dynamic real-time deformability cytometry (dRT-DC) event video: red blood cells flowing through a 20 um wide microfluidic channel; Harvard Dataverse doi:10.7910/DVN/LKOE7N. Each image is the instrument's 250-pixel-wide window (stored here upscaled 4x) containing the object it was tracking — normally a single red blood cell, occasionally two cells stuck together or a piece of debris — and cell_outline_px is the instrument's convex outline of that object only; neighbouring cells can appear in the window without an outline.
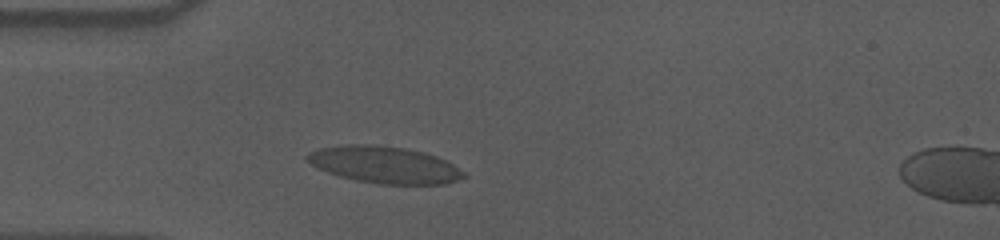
{"species": "human", "species_latin": "Homo sapiens", "temperature_condition": "cold", "stored_images_in_passage": 32, "camera_frame_rate_fps": 3000, "um_per_image_px": 0.085, "donor": {"sex": "male"}, "frame": {"image": 1, "passage_image": 1, "time_ms": 0.0, "image_size_px": [1000, 240], "cell_outline_px": [[468, 176], [444, 184], [376, 184], [356, 180], [340, 176], [328, 172], [304, 160], [304, 156], [308, 152], [320, 148], [340, 144], [372, 144], [404, 148], [424, 152], [436, 156], [452, 164], [464, 172]], "centroid_in_image_um": [32.64, 14.0], "position_along_channel_um": 52.4, "area_um2": 33.64}}
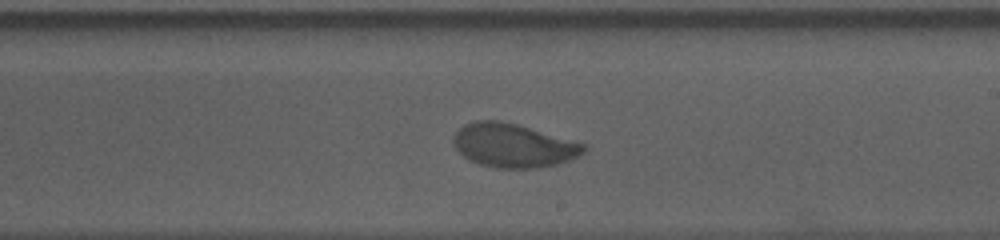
{"frame": {"image": 2, "passage_image": 18, "time_ms": 5.667, "image_size_px": [1000, 240], "cell_outline_px": [[588, 148], [584, 152], [568, 160], [556, 164], [536, 168], [496, 168], [480, 164], [464, 156], [456, 148], [452, 140], [456, 132], [464, 124], [476, 120], [500, 120], [516, 124], [588, 144]], "centroid_in_image_um": [43.65, 12.35], "position_along_channel_um": 245.4, "area_um2": 33.06}}
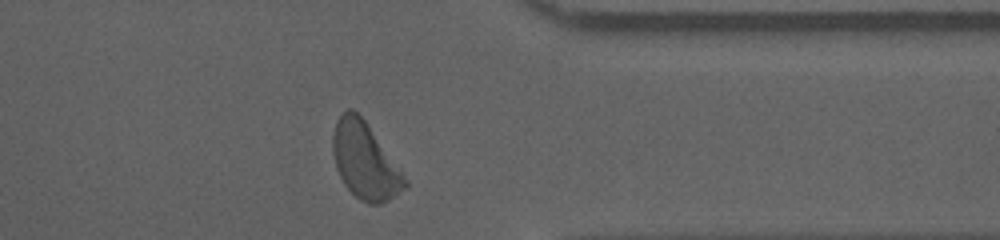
{"frame": {"image": 3, "passage_image": 30, "time_ms": 9.667, "image_size_px": [1000, 240], "cell_outline_px": [[408, 188], [388, 200], [380, 204], [368, 204], [360, 200], [344, 184], [336, 168], [332, 152], [332, 136], [336, 120], [348, 108], [352, 108], [364, 120], [400, 168], [408, 180]], "centroid_in_image_um": [31.02, 13.7], "position_along_channel_um": 380.4, "area_um2": 31.96}, "authors_computed_cell_mechanics": {"area_um2": 32.8304, "velocity_mm_per_s": 3.576, "shape_relaxation_time_tau1_ms": 4.1041, "shape_relaxation_time_tau2_ms": 1.0205, "deformation_change_tau1": 0.1412, "deformation_change_tau2": 0.0541}}